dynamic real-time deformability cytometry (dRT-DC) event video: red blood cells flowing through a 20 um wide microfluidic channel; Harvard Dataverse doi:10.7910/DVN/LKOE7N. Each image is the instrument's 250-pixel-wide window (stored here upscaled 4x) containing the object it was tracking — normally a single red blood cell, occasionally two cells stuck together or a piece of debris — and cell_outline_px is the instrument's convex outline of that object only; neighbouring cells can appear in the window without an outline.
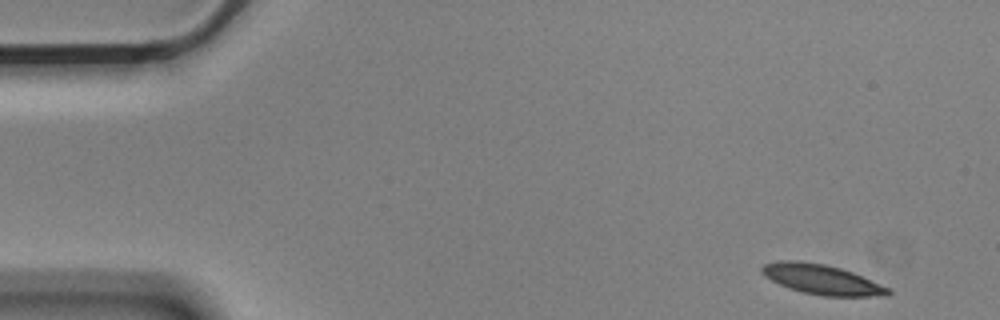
{"species": "Egyptian fruit bat (a non-hibernating species)", "species_latin": "Rousettus aegyptiacus", "temperature_condition": "cold", "stored_images_in_passage": 12, "camera_frame_rate_fps": 3000, "um_per_image_px": 0.085, "animal": {"sex": "male"}, "frame": {"image": 1, "passage_image": 1, "time_ms": 0.0, "image_size_px": [1000, 320], "cell_outline_px": [[892, 292], [888, 296], [824, 296], [804, 292], [788, 288], [764, 276], [760, 272], [760, 268], [764, 264], [776, 260], [800, 260], [824, 264], [840, 268], [852, 272], [888, 288]], "centroid_in_image_um": [69.8, 23.74], "position_along_channel_um": 15.2, "area_um2": 21.91}}
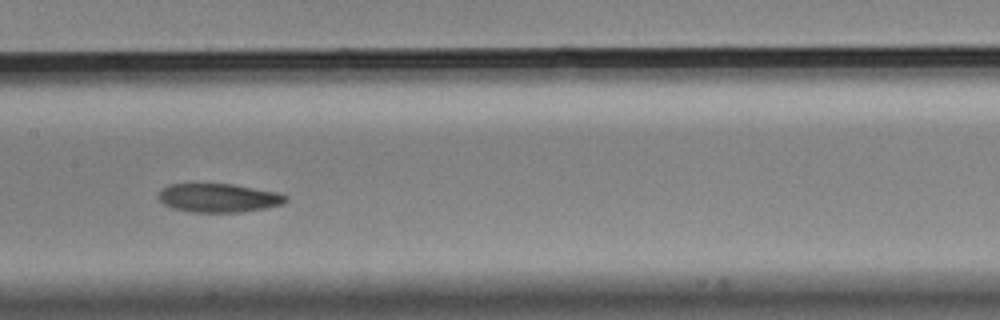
{"frame": {"image": 2, "passage_image": 7, "time_ms": 2.0, "image_size_px": [1000, 320], "cell_outline_px": [[288, 200], [280, 204], [264, 208], [240, 212], [188, 212], [172, 208], [164, 204], [156, 196], [160, 188], [168, 184], [232, 184], [276, 192], [288, 196]], "centroid_in_image_um": [18.51, 16.82], "position_along_channel_um": 188.9, "area_um2": 21.33}}
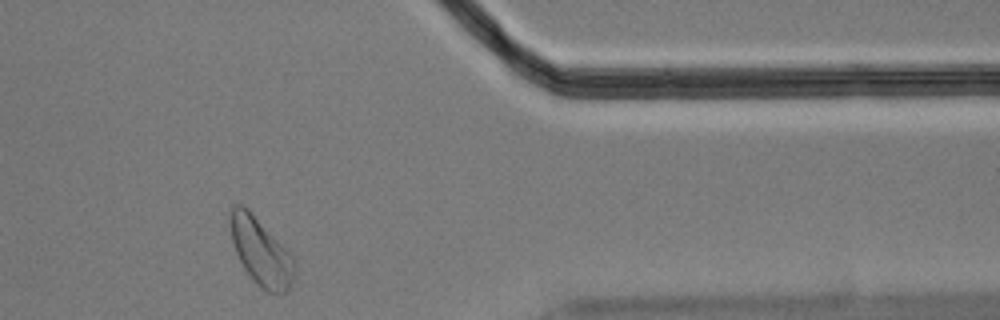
{"frame": {"image": 3, "passage_image": 12, "time_ms": 3.667, "image_size_px": [1000, 320], "cell_outline_px": [[296, 276], [288, 292], [280, 296], [268, 292], [244, 268], [236, 252], [232, 240], [228, 224], [228, 212], [232, 204], [244, 204], [248, 208], [292, 256], [296, 268]], "centroid_in_image_um": [22.17, 21.37], "position_along_channel_um": 389.2, "area_um2": 25.32}}